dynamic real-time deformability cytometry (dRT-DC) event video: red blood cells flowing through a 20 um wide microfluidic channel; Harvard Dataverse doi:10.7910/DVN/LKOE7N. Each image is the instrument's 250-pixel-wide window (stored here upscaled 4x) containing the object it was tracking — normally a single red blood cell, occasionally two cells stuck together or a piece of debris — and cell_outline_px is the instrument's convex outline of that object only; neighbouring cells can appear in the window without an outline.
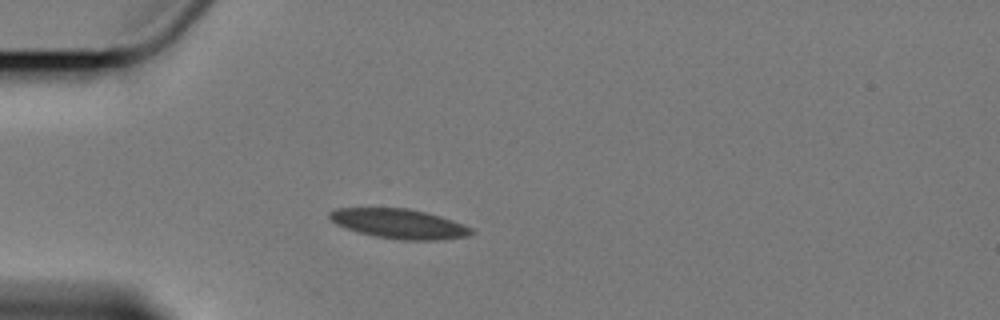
{"species": "Egyptian fruit bat (a non-hibernating species)", "species_latin": "Rousettus aegyptiacus", "temperature_condition": "cold", "stored_images_in_passage": 4, "camera_frame_rate_fps": 3000, "um_per_image_px": 0.085, "animal": {"sex": "female"}, "frame": {"image": 1, "passage_image": 4, "time_ms": 3.333, "image_size_px": [1000, 320], "cell_outline_px": [[476, 232], [468, 236], [440, 240], [400, 240], [372, 236], [356, 232], [344, 228], [336, 224], [328, 216], [328, 212], [336, 208], [408, 208], [428, 212], [464, 224], [472, 228]], "centroid_in_image_um": [33.93, 19.02], "position_along_channel_um": 51.1, "area_um2": 24.85}}